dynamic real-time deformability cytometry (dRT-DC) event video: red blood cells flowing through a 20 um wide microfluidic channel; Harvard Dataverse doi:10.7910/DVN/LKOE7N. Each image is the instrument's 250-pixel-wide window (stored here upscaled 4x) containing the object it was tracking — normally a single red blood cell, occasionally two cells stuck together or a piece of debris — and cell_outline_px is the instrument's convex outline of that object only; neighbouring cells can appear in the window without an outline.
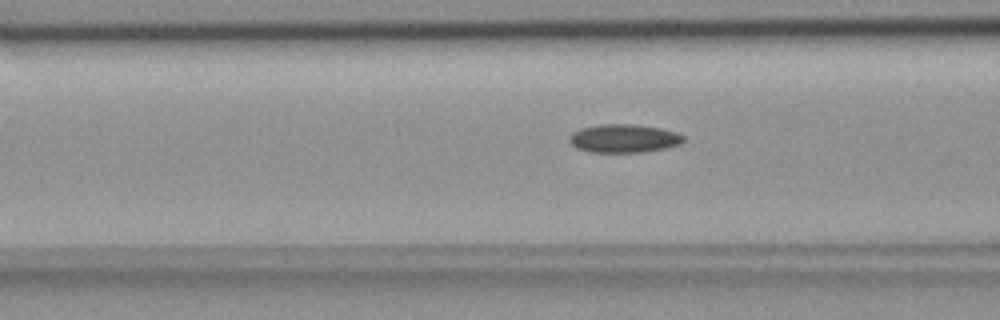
{"species": "common noctule bat (a hibernating species)", "species_latin": "Nyctalus noctula", "temperature_condition": "room temperature", "stored_images_in_passage": 28, "camera_frame_rate_fps": 3000, "um_per_image_px": 0.085, "animal": {"sex": "female", "body_mass_g": 18.4}, "frame": {"image": 1, "passage_image": 6, "time_ms": 1.667, "image_size_px": [1000, 320], "cell_outline_px": [[684, 140], [680, 144], [664, 148], [644, 152], [588, 152], [576, 148], [568, 140], [568, 136], [572, 132], [580, 128], [596, 124], [632, 124], [660, 128], [676, 132], [684, 136]], "centroid_in_image_um": [52.98, 11.76], "position_along_channel_um": 113.6, "area_um2": 19.02}}
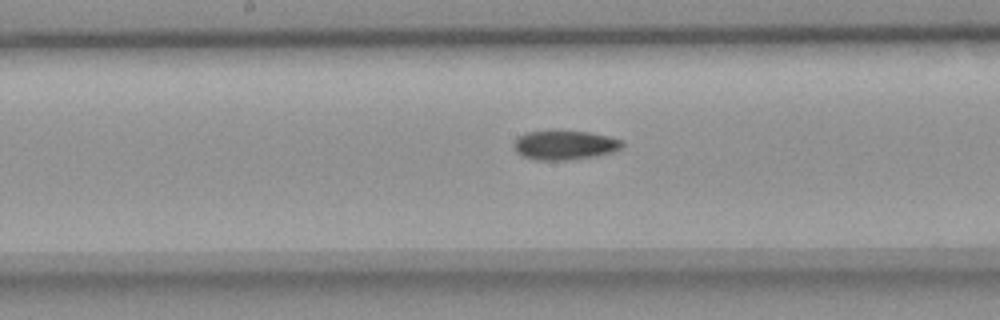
{"frame": {"image": 2, "passage_image": 13, "time_ms": 4.0, "image_size_px": [1000, 320], "cell_outline_px": [[624, 144], [620, 148], [612, 152], [592, 156], [568, 160], [536, 160], [524, 156], [516, 148], [516, 140], [520, 136], [528, 132], [552, 128], [588, 132], [608, 136], [620, 140]], "centroid_in_image_um": [48.01, 12.29], "position_along_channel_um": 200.2, "area_um2": 18.5}}
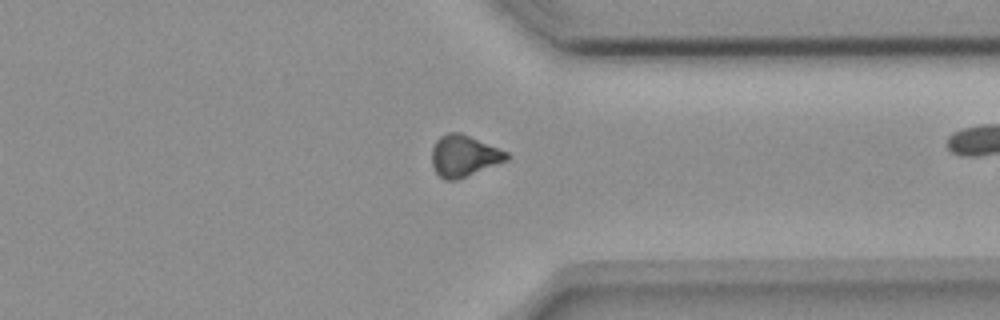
{"frame": {"image": 3, "passage_image": 27, "time_ms": 8.667, "image_size_px": [1000, 320], "cell_outline_px": [[512, 156], [508, 160], [456, 180], [444, 180], [436, 172], [432, 164], [432, 148], [436, 140], [440, 136], [448, 132], [460, 132], [508, 152]], "centroid_in_image_um": [39.44, 13.24], "position_along_channel_um": 372.0, "area_um2": 18.03}}